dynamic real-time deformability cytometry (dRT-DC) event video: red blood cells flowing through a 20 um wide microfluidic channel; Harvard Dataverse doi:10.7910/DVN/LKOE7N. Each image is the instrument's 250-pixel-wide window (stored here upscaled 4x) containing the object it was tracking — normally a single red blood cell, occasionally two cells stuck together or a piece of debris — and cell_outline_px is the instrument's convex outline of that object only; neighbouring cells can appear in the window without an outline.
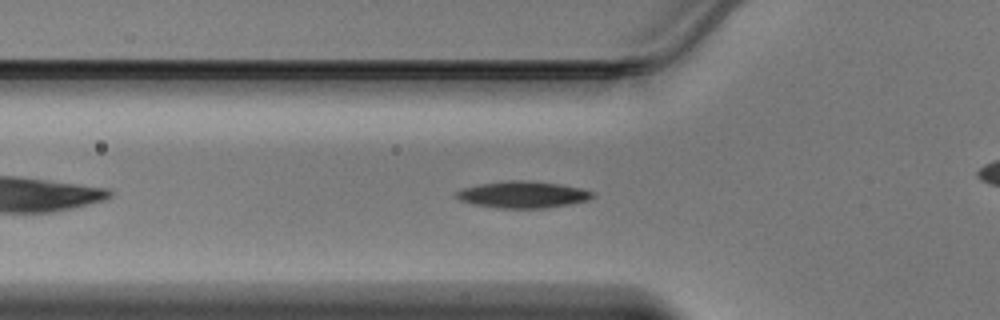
{"species": "Egyptian fruit bat (a non-hibernating species)", "species_latin": "Rousettus aegyptiacus", "temperature_condition": "warm", "stored_images_in_passage": 38, "camera_frame_rate_fps": 3000, "um_per_image_px": 0.085, "animal": {"sex": "male"}, "frame": {"image": 1, "passage_image": 6, "time_ms": 1.667, "image_size_px": [1000, 320], "cell_outline_px": [[596, 196], [588, 200], [568, 204], [544, 208], [496, 208], [472, 204], [460, 200], [456, 196], [456, 192], [460, 188], [480, 184], [508, 180], [520, 180], [560, 184], [580, 188], [596, 192]], "centroid_in_image_um": [44.44, 16.54], "position_along_channel_um": 81.4, "area_um2": 21.21}}
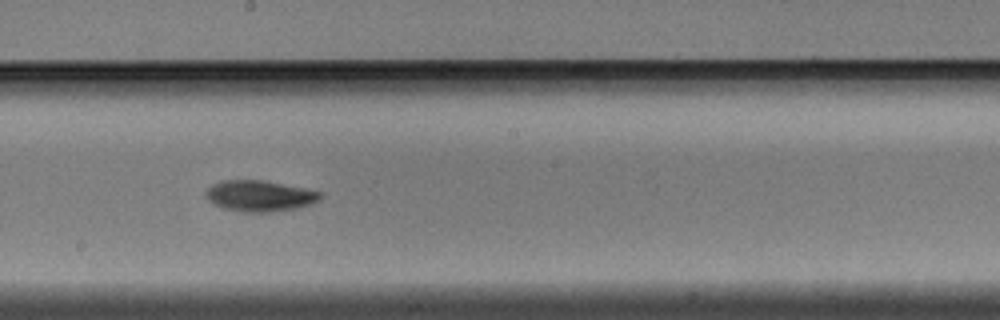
{"frame": {"image": 2, "passage_image": 16, "time_ms": 5.0, "image_size_px": [1000, 320], "cell_outline_px": [[320, 200], [312, 204], [296, 208], [268, 212], [244, 212], [224, 208], [208, 200], [204, 196], [204, 192], [212, 184], [220, 180], [264, 180], [304, 188], [320, 192]], "centroid_in_image_um": [22.04, 16.64], "position_along_channel_um": 226.2, "area_um2": 20.63}}
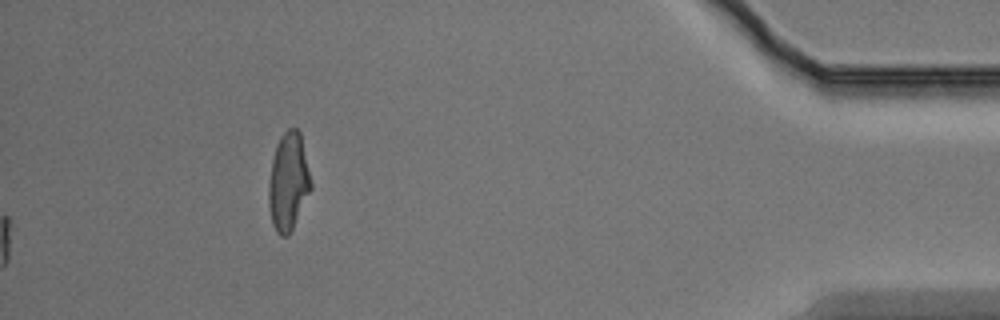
{"frame": {"image": 3, "passage_image": 38, "time_ms": 12.333, "image_size_px": [1000, 320], "cell_outline_px": [[312, 188], [288, 236], [280, 236], [276, 232], [272, 224], [268, 204], [268, 184], [272, 160], [276, 144], [280, 136], [288, 128], [296, 128], [300, 132], [312, 184]], "centroid_in_image_um": [24.49, 15.44], "position_along_channel_um": 410.7, "area_um2": 24.04}}